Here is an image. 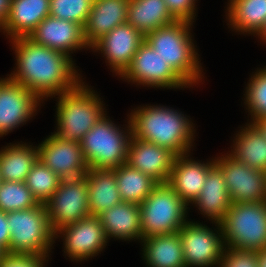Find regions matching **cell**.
I'll return each mask as SVG.
<instances>
[{"label": "cell", "mask_w": 266, "mask_h": 267, "mask_svg": "<svg viewBox=\"0 0 266 267\" xmlns=\"http://www.w3.org/2000/svg\"><path fill=\"white\" fill-rule=\"evenodd\" d=\"M217 267H258V252L225 247Z\"/></svg>", "instance_id": "cell-35"}, {"label": "cell", "mask_w": 266, "mask_h": 267, "mask_svg": "<svg viewBox=\"0 0 266 267\" xmlns=\"http://www.w3.org/2000/svg\"><path fill=\"white\" fill-rule=\"evenodd\" d=\"M246 125L233 140L234 150L229 154L252 169L266 171V137L254 123Z\"/></svg>", "instance_id": "cell-27"}, {"label": "cell", "mask_w": 266, "mask_h": 267, "mask_svg": "<svg viewBox=\"0 0 266 267\" xmlns=\"http://www.w3.org/2000/svg\"><path fill=\"white\" fill-rule=\"evenodd\" d=\"M140 242L148 267H186L179 232L148 236Z\"/></svg>", "instance_id": "cell-25"}, {"label": "cell", "mask_w": 266, "mask_h": 267, "mask_svg": "<svg viewBox=\"0 0 266 267\" xmlns=\"http://www.w3.org/2000/svg\"><path fill=\"white\" fill-rule=\"evenodd\" d=\"M45 206L54 233L90 216L86 174L75 179H61Z\"/></svg>", "instance_id": "cell-9"}, {"label": "cell", "mask_w": 266, "mask_h": 267, "mask_svg": "<svg viewBox=\"0 0 266 267\" xmlns=\"http://www.w3.org/2000/svg\"><path fill=\"white\" fill-rule=\"evenodd\" d=\"M183 20L160 27L144 36V40L191 87L202 79L198 52L190 28Z\"/></svg>", "instance_id": "cell-3"}, {"label": "cell", "mask_w": 266, "mask_h": 267, "mask_svg": "<svg viewBox=\"0 0 266 267\" xmlns=\"http://www.w3.org/2000/svg\"><path fill=\"white\" fill-rule=\"evenodd\" d=\"M6 254V252L0 248V261L2 260L3 256Z\"/></svg>", "instance_id": "cell-43"}, {"label": "cell", "mask_w": 266, "mask_h": 267, "mask_svg": "<svg viewBox=\"0 0 266 267\" xmlns=\"http://www.w3.org/2000/svg\"><path fill=\"white\" fill-rule=\"evenodd\" d=\"M121 77L128 82L154 88L180 89L189 86L145 40Z\"/></svg>", "instance_id": "cell-12"}, {"label": "cell", "mask_w": 266, "mask_h": 267, "mask_svg": "<svg viewBox=\"0 0 266 267\" xmlns=\"http://www.w3.org/2000/svg\"><path fill=\"white\" fill-rule=\"evenodd\" d=\"M246 87L245 104L251 114L252 123L266 117V66L251 76Z\"/></svg>", "instance_id": "cell-33"}, {"label": "cell", "mask_w": 266, "mask_h": 267, "mask_svg": "<svg viewBox=\"0 0 266 267\" xmlns=\"http://www.w3.org/2000/svg\"><path fill=\"white\" fill-rule=\"evenodd\" d=\"M92 3V0H50L49 15L80 24L84 28Z\"/></svg>", "instance_id": "cell-34"}, {"label": "cell", "mask_w": 266, "mask_h": 267, "mask_svg": "<svg viewBox=\"0 0 266 267\" xmlns=\"http://www.w3.org/2000/svg\"><path fill=\"white\" fill-rule=\"evenodd\" d=\"M61 178L49 167L37 160L26 178V186L40 204H46L58 189Z\"/></svg>", "instance_id": "cell-31"}, {"label": "cell", "mask_w": 266, "mask_h": 267, "mask_svg": "<svg viewBox=\"0 0 266 267\" xmlns=\"http://www.w3.org/2000/svg\"><path fill=\"white\" fill-rule=\"evenodd\" d=\"M46 257L6 253L0 261V267H45Z\"/></svg>", "instance_id": "cell-37"}, {"label": "cell", "mask_w": 266, "mask_h": 267, "mask_svg": "<svg viewBox=\"0 0 266 267\" xmlns=\"http://www.w3.org/2000/svg\"><path fill=\"white\" fill-rule=\"evenodd\" d=\"M176 155L157 144L131 137L127 164L151 176L158 183H167Z\"/></svg>", "instance_id": "cell-18"}, {"label": "cell", "mask_w": 266, "mask_h": 267, "mask_svg": "<svg viewBox=\"0 0 266 267\" xmlns=\"http://www.w3.org/2000/svg\"><path fill=\"white\" fill-rule=\"evenodd\" d=\"M10 228L9 254L49 257L55 242L45 204L7 213Z\"/></svg>", "instance_id": "cell-5"}, {"label": "cell", "mask_w": 266, "mask_h": 267, "mask_svg": "<svg viewBox=\"0 0 266 267\" xmlns=\"http://www.w3.org/2000/svg\"><path fill=\"white\" fill-rule=\"evenodd\" d=\"M90 215L98 216L122 202L115 168H89L86 173Z\"/></svg>", "instance_id": "cell-24"}, {"label": "cell", "mask_w": 266, "mask_h": 267, "mask_svg": "<svg viewBox=\"0 0 266 267\" xmlns=\"http://www.w3.org/2000/svg\"><path fill=\"white\" fill-rule=\"evenodd\" d=\"M34 43L72 57L73 51L89 48L84 28L77 23L47 16L28 36Z\"/></svg>", "instance_id": "cell-17"}, {"label": "cell", "mask_w": 266, "mask_h": 267, "mask_svg": "<svg viewBox=\"0 0 266 267\" xmlns=\"http://www.w3.org/2000/svg\"><path fill=\"white\" fill-rule=\"evenodd\" d=\"M215 226L218 231L214 232L206 225L187 221L178 231L186 267L219 266L225 251V242L220 223L215 222Z\"/></svg>", "instance_id": "cell-10"}, {"label": "cell", "mask_w": 266, "mask_h": 267, "mask_svg": "<svg viewBox=\"0 0 266 267\" xmlns=\"http://www.w3.org/2000/svg\"><path fill=\"white\" fill-rule=\"evenodd\" d=\"M10 228L7 223V213L0 210V248L9 253Z\"/></svg>", "instance_id": "cell-38"}, {"label": "cell", "mask_w": 266, "mask_h": 267, "mask_svg": "<svg viewBox=\"0 0 266 267\" xmlns=\"http://www.w3.org/2000/svg\"><path fill=\"white\" fill-rule=\"evenodd\" d=\"M3 180L1 178V173H0V185L2 184Z\"/></svg>", "instance_id": "cell-44"}, {"label": "cell", "mask_w": 266, "mask_h": 267, "mask_svg": "<svg viewBox=\"0 0 266 267\" xmlns=\"http://www.w3.org/2000/svg\"><path fill=\"white\" fill-rule=\"evenodd\" d=\"M258 37L263 41V43H266V23L261 32L258 34Z\"/></svg>", "instance_id": "cell-42"}, {"label": "cell", "mask_w": 266, "mask_h": 267, "mask_svg": "<svg viewBox=\"0 0 266 267\" xmlns=\"http://www.w3.org/2000/svg\"><path fill=\"white\" fill-rule=\"evenodd\" d=\"M108 240H142L140 209L138 204L121 202L98 215Z\"/></svg>", "instance_id": "cell-22"}, {"label": "cell", "mask_w": 266, "mask_h": 267, "mask_svg": "<svg viewBox=\"0 0 266 267\" xmlns=\"http://www.w3.org/2000/svg\"><path fill=\"white\" fill-rule=\"evenodd\" d=\"M187 206L168 183H159L139 205L142 238L178 232L188 221Z\"/></svg>", "instance_id": "cell-8"}, {"label": "cell", "mask_w": 266, "mask_h": 267, "mask_svg": "<svg viewBox=\"0 0 266 267\" xmlns=\"http://www.w3.org/2000/svg\"><path fill=\"white\" fill-rule=\"evenodd\" d=\"M175 21L164 0H129L127 23L143 36Z\"/></svg>", "instance_id": "cell-26"}, {"label": "cell", "mask_w": 266, "mask_h": 267, "mask_svg": "<svg viewBox=\"0 0 266 267\" xmlns=\"http://www.w3.org/2000/svg\"><path fill=\"white\" fill-rule=\"evenodd\" d=\"M141 107L128 117L134 137L167 148L176 156L190 152L195 127L187 115L161 105Z\"/></svg>", "instance_id": "cell-2"}, {"label": "cell", "mask_w": 266, "mask_h": 267, "mask_svg": "<svg viewBox=\"0 0 266 267\" xmlns=\"http://www.w3.org/2000/svg\"><path fill=\"white\" fill-rule=\"evenodd\" d=\"M11 6V0H0V28L4 25L9 9Z\"/></svg>", "instance_id": "cell-39"}, {"label": "cell", "mask_w": 266, "mask_h": 267, "mask_svg": "<svg viewBox=\"0 0 266 267\" xmlns=\"http://www.w3.org/2000/svg\"><path fill=\"white\" fill-rule=\"evenodd\" d=\"M41 100L9 77L0 79V137L26 124L37 112Z\"/></svg>", "instance_id": "cell-14"}, {"label": "cell", "mask_w": 266, "mask_h": 267, "mask_svg": "<svg viewBox=\"0 0 266 267\" xmlns=\"http://www.w3.org/2000/svg\"><path fill=\"white\" fill-rule=\"evenodd\" d=\"M120 197L123 202L140 205L159 184L151 176L124 163L115 168Z\"/></svg>", "instance_id": "cell-30"}, {"label": "cell", "mask_w": 266, "mask_h": 267, "mask_svg": "<svg viewBox=\"0 0 266 267\" xmlns=\"http://www.w3.org/2000/svg\"><path fill=\"white\" fill-rule=\"evenodd\" d=\"M220 226L225 247L257 252L266 249V201L232 203Z\"/></svg>", "instance_id": "cell-7"}, {"label": "cell", "mask_w": 266, "mask_h": 267, "mask_svg": "<svg viewBox=\"0 0 266 267\" xmlns=\"http://www.w3.org/2000/svg\"><path fill=\"white\" fill-rule=\"evenodd\" d=\"M144 36L130 24L125 23L112 29L98 40L92 50L104 54L110 68L120 77L129 68Z\"/></svg>", "instance_id": "cell-16"}, {"label": "cell", "mask_w": 266, "mask_h": 267, "mask_svg": "<svg viewBox=\"0 0 266 267\" xmlns=\"http://www.w3.org/2000/svg\"><path fill=\"white\" fill-rule=\"evenodd\" d=\"M169 12L176 20H183L193 23L197 0H164Z\"/></svg>", "instance_id": "cell-36"}, {"label": "cell", "mask_w": 266, "mask_h": 267, "mask_svg": "<svg viewBox=\"0 0 266 267\" xmlns=\"http://www.w3.org/2000/svg\"><path fill=\"white\" fill-rule=\"evenodd\" d=\"M35 147V148H34ZM38 160L36 146L18 143L0 150V173L3 181L25 182Z\"/></svg>", "instance_id": "cell-28"}, {"label": "cell", "mask_w": 266, "mask_h": 267, "mask_svg": "<svg viewBox=\"0 0 266 267\" xmlns=\"http://www.w3.org/2000/svg\"><path fill=\"white\" fill-rule=\"evenodd\" d=\"M188 154L175 157L167 182L187 205L199 197L208 171L215 164L214 159L207 163L193 161Z\"/></svg>", "instance_id": "cell-19"}, {"label": "cell", "mask_w": 266, "mask_h": 267, "mask_svg": "<svg viewBox=\"0 0 266 267\" xmlns=\"http://www.w3.org/2000/svg\"><path fill=\"white\" fill-rule=\"evenodd\" d=\"M50 12V0H11L9 14L0 28L9 39L28 37Z\"/></svg>", "instance_id": "cell-21"}, {"label": "cell", "mask_w": 266, "mask_h": 267, "mask_svg": "<svg viewBox=\"0 0 266 267\" xmlns=\"http://www.w3.org/2000/svg\"><path fill=\"white\" fill-rule=\"evenodd\" d=\"M63 235L64 252L71 260L82 261L98 255L107 245L104 227L99 217L90 215L55 232ZM57 236V237H56Z\"/></svg>", "instance_id": "cell-15"}, {"label": "cell", "mask_w": 266, "mask_h": 267, "mask_svg": "<svg viewBox=\"0 0 266 267\" xmlns=\"http://www.w3.org/2000/svg\"><path fill=\"white\" fill-rule=\"evenodd\" d=\"M81 82L71 91L58 94L57 130L62 139L81 142L84 135L103 117L104 104L95 92Z\"/></svg>", "instance_id": "cell-4"}, {"label": "cell", "mask_w": 266, "mask_h": 267, "mask_svg": "<svg viewBox=\"0 0 266 267\" xmlns=\"http://www.w3.org/2000/svg\"><path fill=\"white\" fill-rule=\"evenodd\" d=\"M193 204L212 223H220L231 206L223 173L216 164L209 169L201 193Z\"/></svg>", "instance_id": "cell-23"}, {"label": "cell", "mask_w": 266, "mask_h": 267, "mask_svg": "<svg viewBox=\"0 0 266 267\" xmlns=\"http://www.w3.org/2000/svg\"><path fill=\"white\" fill-rule=\"evenodd\" d=\"M11 41L17 67L9 78L40 100L71 91L83 81L72 58L64 53L36 44L28 37Z\"/></svg>", "instance_id": "cell-1"}, {"label": "cell", "mask_w": 266, "mask_h": 267, "mask_svg": "<svg viewBox=\"0 0 266 267\" xmlns=\"http://www.w3.org/2000/svg\"><path fill=\"white\" fill-rule=\"evenodd\" d=\"M129 0H94L84 26L89 48L117 26L127 23Z\"/></svg>", "instance_id": "cell-20"}, {"label": "cell", "mask_w": 266, "mask_h": 267, "mask_svg": "<svg viewBox=\"0 0 266 267\" xmlns=\"http://www.w3.org/2000/svg\"><path fill=\"white\" fill-rule=\"evenodd\" d=\"M262 134L266 137V117L257 119L253 122Z\"/></svg>", "instance_id": "cell-40"}, {"label": "cell", "mask_w": 266, "mask_h": 267, "mask_svg": "<svg viewBox=\"0 0 266 267\" xmlns=\"http://www.w3.org/2000/svg\"><path fill=\"white\" fill-rule=\"evenodd\" d=\"M227 12L231 29L258 35L266 23V0H229Z\"/></svg>", "instance_id": "cell-29"}, {"label": "cell", "mask_w": 266, "mask_h": 267, "mask_svg": "<svg viewBox=\"0 0 266 267\" xmlns=\"http://www.w3.org/2000/svg\"><path fill=\"white\" fill-rule=\"evenodd\" d=\"M37 150L38 160L61 179L79 178L89 170L80 142L62 139L53 132L37 146Z\"/></svg>", "instance_id": "cell-13"}, {"label": "cell", "mask_w": 266, "mask_h": 267, "mask_svg": "<svg viewBox=\"0 0 266 267\" xmlns=\"http://www.w3.org/2000/svg\"><path fill=\"white\" fill-rule=\"evenodd\" d=\"M107 117H101L80 142L89 168L113 169L127 163L133 136L130 120L127 129L121 130Z\"/></svg>", "instance_id": "cell-6"}, {"label": "cell", "mask_w": 266, "mask_h": 267, "mask_svg": "<svg viewBox=\"0 0 266 267\" xmlns=\"http://www.w3.org/2000/svg\"><path fill=\"white\" fill-rule=\"evenodd\" d=\"M232 203L266 201V171L252 169L231 154L215 158Z\"/></svg>", "instance_id": "cell-11"}, {"label": "cell", "mask_w": 266, "mask_h": 267, "mask_svg": "<svg viewBox=\"0 0 266 267\" xmlns=\"http://www.w3.org/2000/svg\"><path fill=\"white\" fill-rule=\"evenodd\" d=\"M38 204L25 182L3 181L0 185L1 211L8 213L16 210H27Z\"/></svg>", "instance_id": "cell-32"}, {"label": "cell", "mask_w": 266, "mask_h": 267, "mask_svg": "<svg viewBox=\"0 0 266 267\" xmlns=\"http://www.w3.org/2000/svg\"><path fill=\"white\" fill-rule=\"evenodd\" d=\"M258 267H266V249L258 251Z\"/></svg>", "instance_id": "cell-41"}]
</instances>
